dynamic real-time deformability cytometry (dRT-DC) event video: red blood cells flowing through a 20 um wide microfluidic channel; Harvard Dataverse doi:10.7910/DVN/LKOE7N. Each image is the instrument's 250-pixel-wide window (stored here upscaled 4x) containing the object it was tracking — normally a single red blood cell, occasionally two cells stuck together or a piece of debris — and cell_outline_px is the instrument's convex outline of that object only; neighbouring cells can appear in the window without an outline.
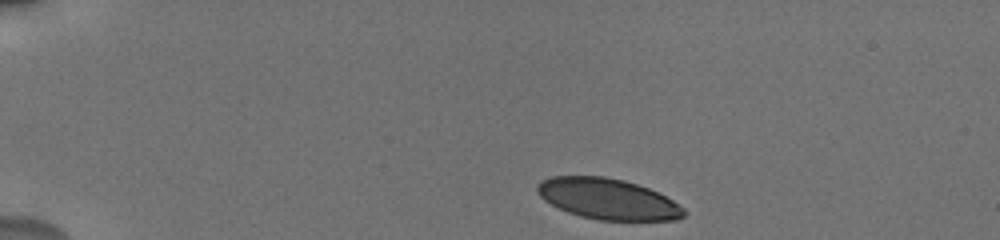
{"species": "human", "species_latin": "Homo sapiens", "temperature_condition": "cold", "stored_images_in_passage": 17, "camera_frame_rate_fps": 3000, "um_per_image_px": 0.085, "donor": {"sex": "male"}, "frame": {"image": 1, "passage_image": 1, "time_ms": 0.0, "image_size_px": [1000, 240], "cell_outline_px": [[688, 212], [684, 216], [676, 220], [600, 220], [580, 216], [568, 212], [544, 200], [536, 192], [536, 184], [540, 180], [552, 176], [604, 176], [624, 180], [648, 188], [672, 200], [684, 208]], "centroid_in_image_um": [51.65, 16.9], "position_along_channel_um": 33.4, "area_um2": 34.85}}
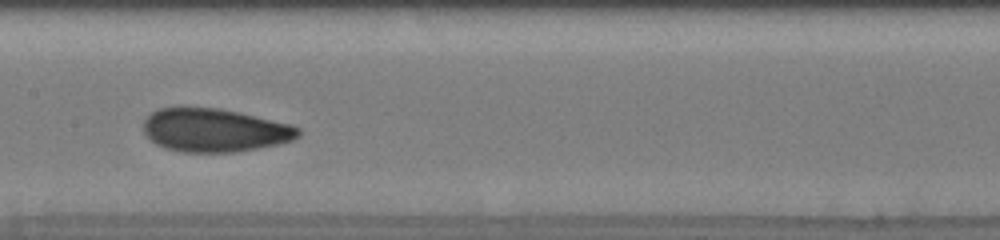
{"frame": {"image": 2, "passage_image": 12, "time_ms": 6.333, "image_size_px": [1000, 240], "cell_outline_px": [[300, 136], [292, 140], [276, 144], [256, 148], [232, 152], [180, 152], [164, 148], [156, 144], [144, 132], [144, 120], [152, 112], [160, 108], [180, 104], [184, 104], [220, 108], [240, 112], [288, 124], [300, 128]], "centroid_in_image_um": [18.17, 11.02], "position_along_channel_um": 189.2, "area_um2": 39.65}}
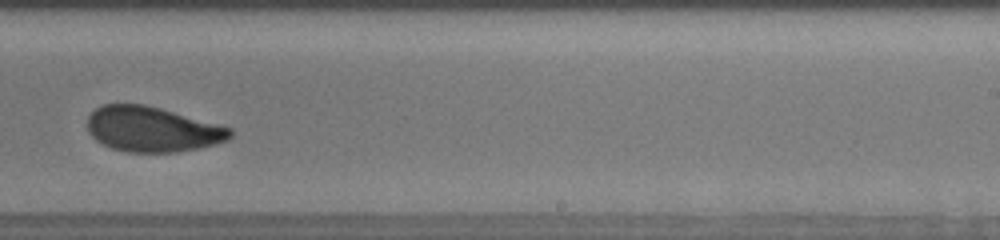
{"frame": {"image": 3, "passage_image": 16, "time_ms": 8.667, "image_size_px": [1000, 240], "cell_outline_px": [[232, 136], [228, 140], [216, 144], [200, 148], [176, 152], [128, 152], [112, 148], [96, 140], [88, 132], [88, 116], [96, 108], [104, 104], [144, 104], [160, 108], [220, 124], [232, 128]], "centroid_in_image_um": [12.97, 10.99], "position_along_channel_um": 276.0, "area_um2": 37.63}}